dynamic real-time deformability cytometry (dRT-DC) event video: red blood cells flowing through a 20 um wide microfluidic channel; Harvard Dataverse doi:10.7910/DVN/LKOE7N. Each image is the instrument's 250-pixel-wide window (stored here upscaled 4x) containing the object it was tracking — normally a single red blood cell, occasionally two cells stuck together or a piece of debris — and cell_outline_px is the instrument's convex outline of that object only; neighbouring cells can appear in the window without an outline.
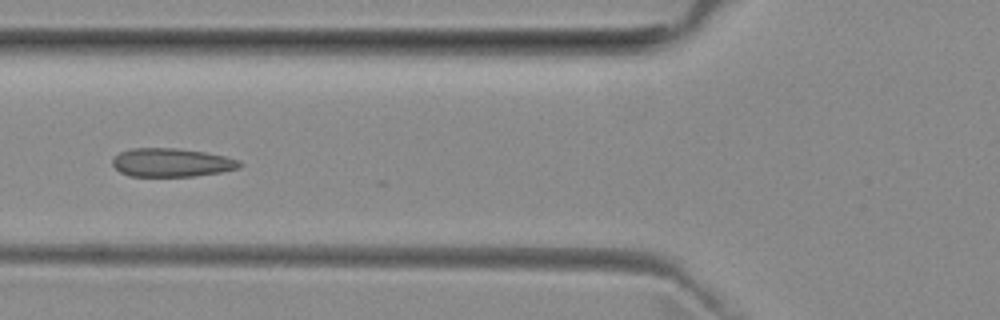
{"species": "common noctule bat (a hibernating species)", "species_latin": "Nyctalus noctula", "temperature_condition": "room temperature", "stored_images_in_passage": 24, "camera_frame_rate_fps": 3000, "um_per_image_px": 0.085, "animal": {"sex": "female", "body_mass_g": 29.2, "forearm_length_mm": 56.3}, "frame": {"image": 1, "passage_image": 20, "time_ms": 6.333, "image_size_px": [1000, 320], "cell_outline_px": [[244, 164], [240, 168], [220, 172], [192, 176], [128, 176], [120, 172], [112, 164], [112, 160], [120, 152], [132, 148], [176, 148], [204, 152], [224, 156], [240, 160]], "centroid_in_image_um": [14.6, 13.82], "position_along_channel_um": 111.2, "area_um2": 21.1}}
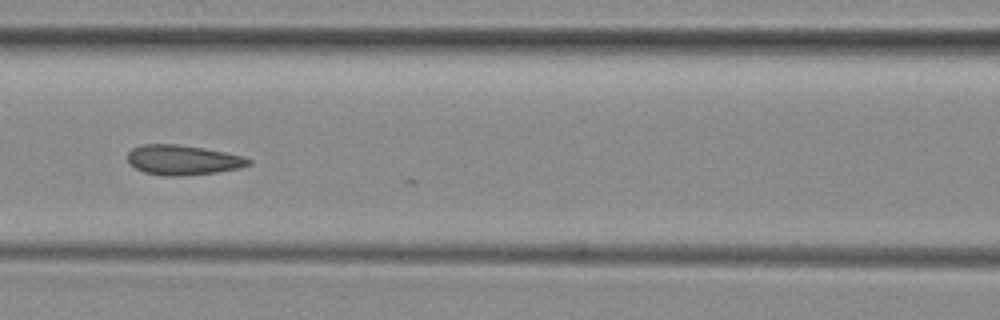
{"frame": {"image": 2, "passage_image": 23, "time_ms": 7.333, "image_size_px": [1000, 320], "cell_outline_px": [[252, 164], [240, 168], [216, 172], [184, 176], [164, 176], [144, 172], [128, 164], [128, 152], [132, 148], [140, 144], [176, 144], [224, 152], [244, 156], [252, 160]], "centroid_in_image_um": [15.53, 13.6], "position_along_channel_um": 151.1, "area_um2": 21.15}}